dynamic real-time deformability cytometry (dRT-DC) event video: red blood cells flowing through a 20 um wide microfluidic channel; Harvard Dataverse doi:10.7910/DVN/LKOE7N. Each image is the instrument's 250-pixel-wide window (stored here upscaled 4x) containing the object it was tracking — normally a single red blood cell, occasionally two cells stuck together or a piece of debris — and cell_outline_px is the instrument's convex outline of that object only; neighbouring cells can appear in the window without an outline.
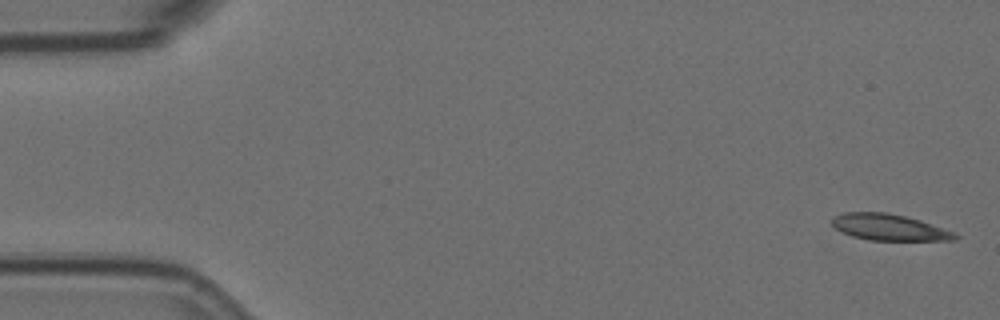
{"species": "Egyptian fruit bat (a non-hibernating species)", "species_latin": "Rousettus aegyptiacus", "temperature_condition": "room temperature", "stored_images_in_passage": 5, "camera_frame_rate_fps": 3000, "um_per_image_px": 0.085, "animal": {"sex": "female"}, "frame": {"image": 1, "passage_image": 1, "time_ms": 0.0, "image_size_px": [1000, 320], "cell_outline_px": [[960, 236], [956, 240], [868, 240], [852, 236], [836, 228], [832, 224], [832, 220], [836, 216], [844, 212], [888, 212], [920, 220], [956, 232]], "centroid_in_image_um": [75.63, 19.32], "position_along_channel_um": 9.4, "area_um2": 18.79}}
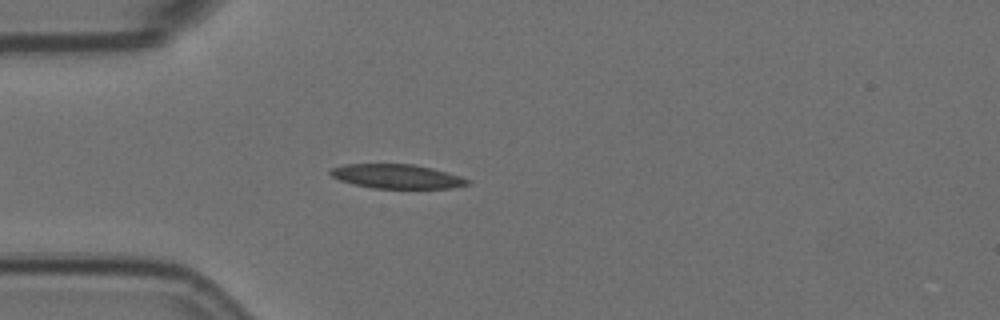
{"frame": {"image": 2, "passage_image": 5, "time_ms": 1.333, "image_size_px": [1000, 320], "cell_outline_px": [[472, 184], [452, 188], [372, 188], [340, 180], [332, 176], [328, 172], [332, 168], [344, 164], [412, 164], [432, 168], [448, 172], [472, 180]], "centroid_in_image_um": [33.79, 14.99], "position_along_channel_um": 51.2, "area_um2": 19.36}}